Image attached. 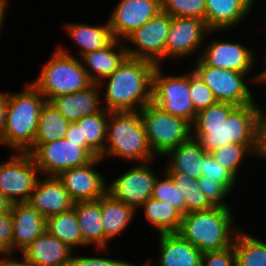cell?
Segmentation results:
<instances>
[{
    "mask_svg": "<svg viewBox=\"0 0 266 266\" xmlns=\"http://www.w3.org/2000/svg\"><path fill=\"white\" fill-rule=\"evenodd\" d=\"M258 104L235 106L216 102L197 112L192 137L206 152L233 144H257Z\"/></svg>",
    "mask_w": 266,
    "mask_h": 266,
    "instance_id": "obj_1",
    "label": "cell"
},
{
    "mask_svg": "<svg viewBox=\"0 0 266 266\" xmlns=\"http://www.w3.org/2000/svg\"><path fill=\"white\" fill-rule=\"evenodd\" d=\"M156 66L149 60L127 56L110 76L99 83L102 89L103 84L106 86V106L103 108L110 112L140 111L151 103Z\"/></svg>",
    "mask_w": 266,
    "mask_h": 266,
    "instance_id": "obj_2",
    "label": "cell"
},
{
    "mask_svg": "<svg viewBox=\"0 0 266 266\" xmlns=\"http://www.w3.org/2000/svg\"><path fill=\"white\" fill-rule=\"evenodd\" d=\"M231 207H212L183 215L178 234L202 253L233 245L239 228L235 227Z\"/></svg>",
    "mask_w": 266,
    "mask_h": 266,
    "instance_id": "obj_3",
    "label": "cell"
},
{
    "mask_svg": "<svg viewBox=\"0 0 266 266\" xmlns=\"http://www.w3.org/2000/svg\"><path fill=\"white\" fill-rule=\"evenodd\" d=\"M25 89L13 94L7 92L6 124L3 145L15 152H26L36 137L44 95L29 82Z\"/></svg>",
    "mask_w": 266,
    "mask_h": 266,
    "instance_id": "obj_4",
    "label": "cell"
},
{
    "mask_svg": "<svg viewBox=\"0 0 266 266\" xmlns=\"http://www.w3.org/2000/svg\"><path fill=\"white\" fill-rule=\"evenodd\" d=\"M108 156L137 163L154 160L140 111L110 112L105 149L100 157L104 160Z\"/></svg>",
    "mask_w": 266,
    "mask_h": 266,
    "instance_id": "obj_5",
    "label": "cell"
},
{
    "mask_svg": "<svg viewBox=\"0 0 266 266\" xmlns=\"http://www.w3.org/2000/svg\"><path fill=\"white\" fill-rule=\"evenodd\" d=\"M46 101L86 89L92 84L80 60L58 47L33 82Z\"/></svg>",
    "mask_w": 266,
    "mask_h": 266,
    "instance_id": "obj_6",
    "label": "cell"
},
{
    "mask_svg": "<svg viewBox=\"0 0 266 266\" xmlns=\"http://www.w3.org/2000/svg\"><path fill=\"white\" fill-rule=\"evenodd\" d=\"M26 152L32 155L40 174L45 176H58L100 157L87 143H74L65 137L48 143H34Z\"/></svg>",
    "mask_w": 266,
    "mask_h": 266,
    "instance_id": "obj_7",
    "label": "cell"
},
{
    "mask_svg": "<svg viewBox=\"0 0 266 266\" xmlns=\"http://www.w3.org/2000/svg\"><path fill=\"white\" fill-rule=\"evenodd\" d=\"M148 143L155 155L163 156L192 136V125L154 105L152 102L140 110Z\"/></svg>",
    "mask_w": 266,
    "mask_h": 266,
    "instance_id": "obj_8",
    "label": "cell"
},
{
    "mask_svg": "<svg viewBox=\"0 0 266 266\" xmlns=\"http://www.w3.org/2000/svg\"><path fill=\"white\" fill-rule=\"evenodd\" d=\"M163 65H157L152 77L151 102L176 117L195 121L197 111L190 97V72L175 75H165Z\"/></svg>",
    "mask_w": 266,
    "mask_h": 266,
    "instance_id": "obj_9",
    "label": "cell"
},
{
    "mask_svg": "<svg viewBox=\"0 0 266 266\" xmlns=\"http://www.w3.org/2000/svg\"><path fill=\"white\" fill-rule=\"evenodd\" d=\"M39 173L29 152L11 153L8 161L0 163V192L12 203L28 202Z\"/></svg>",
    "mask_w": 266,
    "mask_h": 266,
    "instance_id": "obj_10",
    "label": "cell"
},
{
    "mask_svg": "<svg viewBox=\"0 0 266 266\" xmlns=\"http://www.w3.org/2000/svg\"><path fill=\"white\" fill-rule=\"evenodd\" d=\"M192 70L210 88L217 102L243 106L255 103L248 88L247 74L206 65L200 58Z\"/></svg>",
    "mask_w": 266,
    "mask_h": 266,
    "instance_id": "obj_11",
    "label": "cell"
},
{
    "mask_svg": "<svg viewBox=\"0 0 266 266\" xmlns=\"http://www.w3.org/2000/svg\"><path fill=\"white\" fill-rule=\"evenodd\" d=\"M171 21L172 17L169 14L160 11L139 29L134 30L124 39L130 43L129 46L125 44L127 56L161 65L165 59V46Z\"/></svg>",
    "mask_w": 266,
    "mask_h": 266,
    "instance_id": "obj_12",
    "label": "cell"
},
{
    "mask_svg": "<svg viewBox=\"0 0 266 266\" xmlns=\"http://www.w3.org/2000/svg\"><path fill=\"white\" fill-rule=\"evenodd\" d=\"M152 161L139 163L107 184V193L114 199L135 210L152 197L158 174L152 168ZM150 166V167H149Z\"/></svg>",
    "mask_w": 266,
    "mask_h": 266,
    "instance_id": "obj_13",
    "label": "cell"
},
{
    "mask_svg": "<svg viewBox=\"0 0 266 266\" xmlns=\"http://www.w3.org/2000/svg\"><path fill=\"white\" fill-rule=\"evenodd\" d=\"M216 33L210 30L203 19L172 17L165 46V59L183 58L202 51L204 40ZM207 35V36H206ZM198 49L200 51H198Z\"/></svg>",
    "mask_w": 266,
    "mask_h": 266,
    "instance_id": "obj_14",
    "label": "cell"
},
{
    "mask_svg": "<svg viewBox=\"0 0 266 266\" xmlns=\"http://www.w3.org/2000/svg\"><path fill=\"white\" fill-rule=\"evenodd\" d=\"M103 160L93 158L89 163L61 172L57 177L74 203L98 200L107 193L106 178L95 170Z\"/></svg>",
    "mask_w": 266,
    "mask_h": 266,
    "instance_id": "obj_15",
    "label": "cell"
},
{
    "mask_svg": "<svg viewBox=\"0 0 266 266\" xmlns=\"http://www.w3.org/2000/svg\"><path fill=\"white\" fill-rule=\"evenodd\" d=\"M160 11L161 0H120L107 21L114 38L123 41Z\"/></svg>",
    "mask_w": 266,
    "mask_h": 266,
    "instance_id": "obj_16",
    "label": "cell"
},
{
    "mask_svg": "<svg viewBox=\"0 0 266 266\" xmlns=\"http://www.w3.org/2000/svg\"><path fill=\"white\" fill-rule=\"evenodd\" d=\"M197 58H200L208 66L245 74H249L256 61L254 50L251 48L240 42L219 41L218 39L203 46L201 54H198Z\"/></svg>",
    "mask_w": 266,
    "mask_h": 266,
    "instance_id": "obj_17",
    "label": "cell"
},
{
    "mask_svg": "<svg viewBox=\"0 0 266 266\" xmlns=\"http://www.w3.org/2000/svg\"><path fill=\"white\" fill-rule=\"evenodd\" d=\"M28 203L46 219L74 206L69 192L57 176L39 178Z\"/></svg>",
    "mask_w": 266,
    "mask_h": 266,
    "instance_id": "obj_18",
    "label": "cell"
},
{
    "mask_svg": "<svg viewBox=\"0 0 266 266\" xmlns=\"http://www.w3.org/2000/svg\"><path fill=\"white\" fill-rule=\"evenodd\" d=\"M13 254L20 253L46 231V218L28 202L12 203Z\"/></svg>",
    "mask_w": 266,
    "mask_h": 266,
    "instance_id": "obj_19",
    "label": "cell"
},
{
    "mask_svg": "<svg viewBox=\"0 0 266 266\" xmlns=\"http://www.w3.org/2000/svg\"><path fill=\"white\" fill-rule=\"evenodd\" d=\"M114 39L102 49L86 53L80 57L82 67L92 83L99 84L110 76L125 60L127 51L125 42Z\"/></svg>",
    "mask_w": 266,
    "mask_h": 266,
    "instance_id": "obj_20",
    "label": "cell"
},
{
    "mask_svg": "<svg viewBox=\"0 0 266 266\" xmlns=\"http://www.w3.org/2000/svg\"><path fill=\"white\" fill-rule=\"evenodd\" d=\"M100 91L99 84L92 83L84 90L55 97L50 102L68 122L73 123L103 109Z\"/></svg>",
    "mask_w": 266,
    "mask_h": 266,
    "instance_id": "obj_21",
    "label": "cell"
},
{
    "mask_svg": "<svg viewBox=\"0 0 266 266\" xmlns=\"http://www.w3.org/2000/svg\"><path fill=\"white\" fill-rule=\"evenodd\" d=\"M72 252L67 244L45 231L21 252V256L35 266H69Z\"/></svg>",
    "mask_w": 266,
    "mask_h": 266,
    "instance_id": "obj_22",
    "label": "cell"
},
{
    "mask_svg": "<svg viewBox=\"0 0 266 266\" xmlns=\"http://www.w3.org/2000/svg\"><path fill=\"white\" fill-rule=\"evenodd\" d=\"M157 266H200L202 252L178 233L159 234Z\"/></svg>",
    "mask_w": 266,
    "mask_h": 266,
    "instance_id": "obj_23",
    "label": "cell"
},
{
    "mask_svg": "<svg viewBox=\"0 0 266 266\" xmlns=\"http://www.w3.org/2000/svg\"><path fill=\"white\" fill-rule=\"evenodd\" d=\"M205 4V22L211 31L233 29L251 12L243 0H205Z\"/></svg>",
    "mask_w": 266,
    "mask_h": 266,
    "instance_id": "obj_24",
    "label": "cell"
},
{
    "mask_svg": "<svg viewBox=\"0 0 266 266\" xmlns=\"http://www.w3.org/2000/svg\"><path fill=\"white\" fill-rule=\"evenodd\" d=\"M206 153L199 141L191 136L187 141L163 155L169 158L164 170L167 173L186 174L198 180L202 177V162Z\"/></svg>",
    "mask_w": 266,
    "mask_h": 266,
    "instance_id": "obj_25",
    "label": "cell"
},
{
    "mask_svg": "<svg viewBox=\"0 0 266 266\" xmlns=\"http://www.w3.org/2000/svg\"><path fill=\"white\" fill-rule=\"evenodd\" d=\"M73 208L80 226L83 246L93 245L97 251L106 252L105 235L101 218V198L74 203Z\"/></svg>",
    "mask_w": 266,
    "mask_h": 266,
    "instance_id": "obj_26",
    "label": "cell"
},
{
    "mask_svg": "<svg viewBox=\"0 0 266 266\" xmlns=\"http://www.w3.org/2000/svg\"><path fill=\"white\" fill-rule=\"evenodd\" d=\"M65 30L79 48V57L82 55L104 48L115 38L111 32L109 23L92 25L82 23H66Z\"/></svg>",
    "mask_w": 266,
    "mask_h": 266,
    "instance_id": "obj_27",
    "label": "cell"
},
{
    "mask_svg": "<svg viewBox=\"0 0 266 266\" xmlns=\"http://www.w3.org/2000/svg\"><path fill=\"white\" fill-rule=\"evenodd\" d=\"M136 210L106 193L101 197V218L105 235V249L109 240L121 234L134 218Z\"/></svg>",
    "mask_w": 266,
    "mask_h": 266,
    "instance_id": "obj_28",
    "label": "cell"
},
{
    "mask_svg": "<svg viewBox=\"0 0 266 266\" xmlns=\"http://www.w3.org/2000/svg\"><path fill=\"white\" fill-rule=\"evenodd\" d=\"M139 208L144 210L145 218L158 234L178 233L183 214L172 204L151 197Z\"/></svg>",
    "mask_w": 266,
    "mask_h": 266,
    "instance_id": "obj_29",
    "label": "cell"
},
{
    "mask_svg": "<svg viewBox=\"0 0 266 266\" xmlns=\"http://www.w3.org/2000/svg\"><path fill=\"white\" fill-rule=\"evenodd\" d=\"M46 231L73 250L76 246H83L82 234L74 208L46 219Z\"/></svg>",
    "mask_w": 266,
    "mask_h": 266,
    "instance_id": "obj_30",
    "label": "cell"
},
{
    "mask_svg": "<svg viewBox=\"0 0 266 266\" xmlns=\"http://www.w3.org/2000/svg\"><path fill=\"white\" fill-rule=\"evenodd\" d=\"M70 122L51 103L46 101L40 111L34 143H48L65 137Z\"/></svg>",
    "mask_w": 266,
    "mask_h": 266,
    "instance_id": "obj_31",
    "label": "cell"
},
{
    "mask_svg": "<svg viewBox=\"0 0 266 266\" xmlns=\"http://www.w3.org/2000/svg\"><path fill=\"white\" fill-rule=\"evenodd\" d=\"M233 247L236 266H266V242L240 229L235 236Z\"/></svg>",
    "mask_w": 266,
    "mask_h": 266,
    "instance_id": "obj_32",
    "label": "cell"
},
{
    "mask_svg": "<svg viewBox=\"0 0 266 266\" xmlns=\"http://www.w3.org/2000/svg\"><path fill=\"white\" fill-rule=\"evenodd\" d=\"M110 111H101L85 116L76 123L81 126L82 141L86 143L100 156L105 149L107 122Z\"/></svg>",
    "mask_w": 266,
    "mask_h": 266,
    "instance_id": "obj_33",
    "label": "cell"
},
{
    "mask_svg": "<svg viewBox=\"0 0 266 266\" xmlns=\"http://www.w3.org/2000/svg\"><path fill=\"white\" fill-rule=\"evenodd\" d=\"M174 184L182 193L186 202V213L200 210H207L214 207L204 194L203 190L197 183V179H193L182 173H168Z\"/></svg>",
    "mask_w": 266,
    "mask_h": 266,
    "instance_id": "obj_34",
    "label": "cell"
},
{
    "mask_svg": "<svg viewBox=\"0 0 266 266\" xmlns=\"http://www.w3.org/2000/svg\"><path fill=\"white\" fill-rule=\"evenodd\" d=\"M257 144H233L220 146L210 153L213 158L225 167L236 179L241 162L250 155L255 156Z\"/></svg>",
    "mask_w": 266,
    "mask_h": 266,
    "instance_id": "obj_35",
    "label": "cell"
},
{
    "mask_svg": "<svg viewBox=\"0 0 266 266\" xmlns=\"http://www.w3.org/2000/svg\"><path fill=\"white\" fill-rule=\"evenodd\" d=\"M163 174V178L158 176L155 181L152 198L172 204L185 215L186 202L182 193H180V190H178L177 186L174 184L171 176L165 170Z\"/></svg>",
    "mask_w": 266,
    "mask_h": 266,
    "instance_id": "obj_36",
    "label": "cell"
},
{
    "mask_svg": "<svg viewBox=\"0 0 266 266\" xmlns=\"http://www.w3.org/2000/svg\"><path fill=\"white\" fill-rule=\"evenodd\" d=\"M162 11L171 17H191L205 21V0H161Z\"/></svg>",
    "mask_w": 266,
    "mask_h": 266,
    "instance_id": "obj_37",
    "label": "cell"
},
{
    "mask_svg": "<svg viewBox=\"0 0 266 266\" xmlns=\"http://www.w3.org/2000/svg\"><path fill=\"white\" fill-rule=\"evenodd\" d=\"M202 177L210 181L221 184L230 194L237 183V179L219 162H217L210 152L203 157Z\"/></svg>",
    "mask_w": 266,
    "mask_h": 266,
    "instance_id": "obj_38",
    "label": "cell"
},
{
    "mask_svg": "<svg viewBox=\"0 0 266 266\" xmlns=\"http://www.w3.org/2000/svg\"><path fill=\"white\" fill-rule=\"evenodd\" d=\"M190 97L197 112L217 102L210 88L193 70L190 72Z\"/></svg>",
    "mask_w": 266,
    "mask_h": 266,
    "instance_id": "obj_39",
    "label": "cell"
},
{
    "mask_svg": "<svg viewBox=\"0 0 266 266\" xmlns=\"http://www.w3.org/2000/svg\"><path fill=\"white\" fill-rule=\"evenodd\" d=\"M197 183L214 207H230L225 201L229 196V192L221 184L210 181L205 177H200Z\"/></svg>",
    "mask_w": 266,
    "mask_h": 266,
    "instance_id": "obj_40",
    "label": "cell"
},
{
    "mask_svg": "<svg viewBox=\"0 0 266 266\" xmlns=\"http://www.w3.org/2000/svg\"><path fill=\"white\" fill-rule=\"evenodd\" d=\"M200 266H236L233 245L223 250L204 252Z\"/></svg>",
    "mask_w": 266,
    "mask_h": 266,
    "instance_id": "obj_41",
    "label": "cell"
},
{
    "mask_svg": "<svg viewBox=\"0 0 266 266\" xmlns=\"http://www.w3.org/2000/svg\"><path fill=\"white\" fill-rule=\"evenodd\" d=\"M0 254H13V224L10 212L0 214Z\"/></svg>",
    "mask_w": 266,
    "mask_h": 266,
    "instance_id": "obj_42",
    "label": "cell"
},
{
    "mask_svg": "<svg viewBox=\"0 0 266 266\" xmlns=\"http://www.w3.org/2000/svg\"><path fill=\"white\" fill-rule=\"evenodd\" d=\"M69 266H138L134 263H129L128 261H122L111 258L104 257H75L72 255Z\"/></svg>",
    "mask_w": 266,
    "mask_h": 266,
    "instance_id": "obj_43",
    "label": "cell"
},
{
    "mask_svg": "<svg viewBox=\"0 0 266 266\" xmlns=\"http://www.w3.org/2000/svg\"><path fill=\"white\" fill-rule=\"evenodd\" d=\"M266 160V120H257V148L254 157Z\"/></svg>",
    "mask_w": 266,
    "mask_h": 266,
    "instance_id": "obj_44",
    "label": "cell"
},
{
    "mask_svg": "<svg viewBox=\"0 0 266 266\" xmlns=\"http://www.w3.org/2000/svg\"><path fill=\"white\" fill-rule=\"evenodd\" d=\"M7 93L0 92V144L3 146V134L6 124Z\"/></svg>",
    "mask_w": 266,
    "mask_h": 266,
    "instance_id": "obj_45",
    "label": "cell"
},
{
    "mask_svg": "<svg viewBox=\"0 0 266 266\" xmlns=\"http://www.w3.org/2000/svg\"><path fill=\"white\" fill-rule=\"evenodd\" d=\"M0 257V266H35L28 262L23 256H21L22 258L20 261L13 258L12 254H0Z\"/></svg>",
    "mask_w": 266,
    "mask_h": 266,
    "instance_id": "obj_46",
    "label": "cell"
},
{
    "mask_svg": "<svg viewBox=\"0 0 266 266\" xmlns=\"http://www.w3.org/2000/svg\"><path fill=\"white\" fill-rule=\"evenodd\" d=\"M65 138L74 143H86V141H82L81 126L76 122L69 124Z\"/></svg>",
    "mask_w": 266,
    "mask_h": 266,
    "instance_id": "obj_47",
    "label": "cell"
},
{
    "mask_svg": "<svg viewBox=\"0 0 266 266\" xmlns=\"http://www.w3.org/2000/svg\"><path fill=\"white\" fill-rule=\"evenodd\" d=\"M12 207V202L0 192V214L9 213Z\"/></svg>",
    "mask_w": 266,
    "mask_h": 266,
    "instance_id": "obj_48",
    "label": "cell"
},
{
    "mask_svg": "<svg viewBox=\"0 0 266 266\" xmlns=\"http://www.w3.org/2000/svg\"><path fill=\"white\" fill-rule=\"evenodd\" d=\"M8 4V0H0V33H2V27L4 24V20H5V16H6V12H7V6Z\"/></svg>",
    "mask_w": 266,
    "mask_h": 266,
    "instance_id": "obj_49",
    "label": "cell"
},
{
    "mask_svg": "<svg viewBox=\"0 0 266 266\" xmlns=\"http://www.w3.org/2000/svg\"><path fill=\"white\" fill-rule=\"evenodd\" d=\"M253 83L254 82H261V83H265L266 84V73L263 75L261 72L258 73V75L256 74L254 76V78L252 79Z\"/></svg>",
    "mask_w": 266,
    "mask_h": 266,
    "instance_id": "obj_50",
    "label": "cell"
},
{
    "mask_svg": "<svg viewBox=\"0 0 266 266\" xmlns=\"http://www.w3.org/2000/svg\"><path fill=\"white\" fill-rule=\"evenodd\" d=\"M258 120H266V106H265L264 110L260 109Z\"/></svg>",
    "mask_w": 266,
    "mask_h": 266,
    "instance_id": "obj_51",
    "label": "cell"
},
{
    "mask_svg": "<svg viewBox=\"0 0 266 266\" xmlns=\"http://www.w3.org/2000/svg\"><path fill=\"white\" fill-rule=\"evenodd\" d=\"M251 9L253 7V5L255 4L254 2L256 0H243Z\"/></svg>",
    "mask_w": 266,
    "mask_h": 266,
    "instance_id": "obj_52",
    "label": "cell"
},
{
    "mask_svg": "<svg viewBox=\"0 0 266 266\" xmlns=\"http://www.w3.org/2000/svg\"><path fill=\"white\" fill-rule=\"evenodd\" d=\"M152 261H153V259L150 258L149 260H147V261L143 264V266H151V264H153Z\"/></svg>",
    "mask_w": 266,
    "mask_h": 266,
    "instance_id": "obj_53",
    "label": "cell"
},
{
    "mask_svg": "<svg viewBox=\"0 0 266 266\" xmlns=\"http://www.w3.org/2000/svg\"><path fill=\"white\" fill-rule=\"evenodd\" d=\"M266 54V53H265ZM265 61H266V55H265ZM266 64V62H265ZM263 75L266 73V65H265V69L263 71H260Z\"/></svg>",
    "mask_w": 266,
    "mask_h": 266,
    "instance_id": "obj_54",
    "label": "cell"
}]
</instances>
